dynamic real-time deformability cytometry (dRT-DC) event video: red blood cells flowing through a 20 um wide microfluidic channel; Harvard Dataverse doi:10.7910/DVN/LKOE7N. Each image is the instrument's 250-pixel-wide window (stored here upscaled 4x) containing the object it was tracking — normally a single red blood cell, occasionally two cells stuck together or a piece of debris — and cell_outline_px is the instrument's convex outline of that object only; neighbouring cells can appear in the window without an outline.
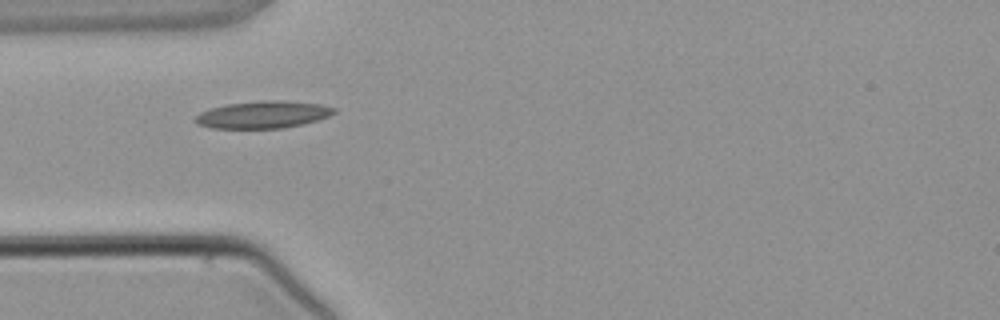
{"species": "common noctule bat (a hibernating species)", "species_latin": "Nyctalus noctula", "temperature_condition": "warm", "stored_images_in_passage": 3, "camera_frame_rate_fps": 3000, "um_per_image_px": 0.085, "animal": {"sex": "male", "body_mass_g": 21.5, "forearm_length_mm": 52.0}, "frame": {"image": 1, "passage_image": 3, "time_ms": 3.333, "image_size_px": [1000, 320], "cell_outline_px": [[336, 112], [328, 116], [304, 124], [284, 128], [212, 128], [196, 124], [192, 120], [200, 112], [212, 108], [228, 104], [264, 100], [284, 100], [320, 104], [336, 108]], "centroid_in_image_um": [22.35, 9.74], "position_along_channel_um": 62.7, "area_um2": 22.02}}